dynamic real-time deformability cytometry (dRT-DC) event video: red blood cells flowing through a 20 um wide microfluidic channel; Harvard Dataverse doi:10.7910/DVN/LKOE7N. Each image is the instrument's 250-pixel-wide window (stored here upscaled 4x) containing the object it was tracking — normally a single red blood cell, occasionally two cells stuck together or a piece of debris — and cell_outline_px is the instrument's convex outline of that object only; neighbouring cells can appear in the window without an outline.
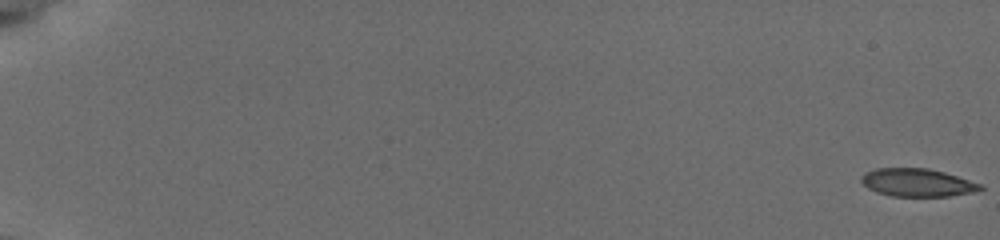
{"species": "common noctule bat (a hibernating species)", "species_latin": "Nyctalus noctula", "temperature_condition": "cold", "stored_images_in_passage": 57, "camera_frame_rate_fps": 3000, "um_per_image_px": 0.085, "animal": {"sex": "female", "body_mass_g": 19.5, "forearm_length_mm": 54.1}, "frame": {"image": 1, "passage_image": 1, "time_ms": 0.0, "image_size_px": [1000, 240], "cell_outline_px": [[984, 188], [972, 192], [948, 196], [892, 196], [876, 192], [868, 188], [860, 180], [860, 176], [864, 172], [876, 168], [928, 168], [944, 172], [980, 184]], "centroid_in_image_um": [77.9, 15.51], "position_along_channel_um": 7.1, "area_um2": 19.25}}
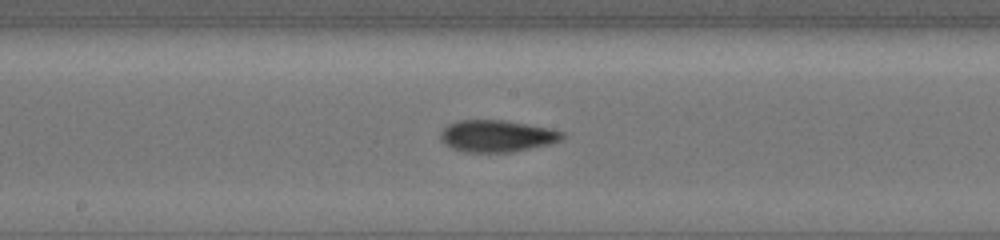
{"frame": {"image": 2, "passage_image": 33, "time_ms": 10.667, "image_size_px": [1000, 240], "cell_outline_px": [[564, 136], [560, 140], [552, 144], [512, 152], [464, 152], [452, 148], [444, 144], [440, 140], [440, 132], [448, 124], [456, 120], [504, 120], [552, 128], [564, 132]], "centroid_in_image_um": [42.24, 11.56], "position_along_channel_um": 206.0, "area_um2": 22.89}}
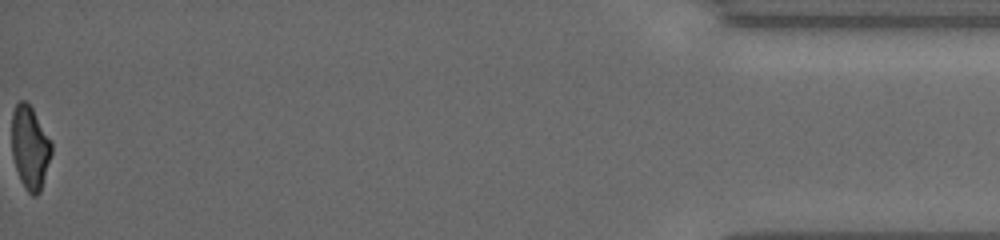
{"frame": {"image": 3, "passage_image": 57, "time_ms": 18.667, "image_size_px": [1000, 240], "cell_outline_px": [[52, 152], [40, 192], [36, 196], [32, 196], [24, 188], [20, 180], [12, 156], [12, 112], [16, 104], [20, 100], [28, 100], [52, 144]], "centroid_in_image_um": [2.53, 12.53], "position_along_channel_um": 432.7, "area_um2": 19.31}, "authors_computed_cell_mechanics": {"area_um2": 21.097, "velocity_mm_per_s": 3.8458, "shape_relaxation_time_tau1_ms": 4.5047, "shape_relaxation_time_tau2_ms": 4.1569, "deformation_change_tau1": 0.1323, "deformation_change_tau2": 0.0947}}